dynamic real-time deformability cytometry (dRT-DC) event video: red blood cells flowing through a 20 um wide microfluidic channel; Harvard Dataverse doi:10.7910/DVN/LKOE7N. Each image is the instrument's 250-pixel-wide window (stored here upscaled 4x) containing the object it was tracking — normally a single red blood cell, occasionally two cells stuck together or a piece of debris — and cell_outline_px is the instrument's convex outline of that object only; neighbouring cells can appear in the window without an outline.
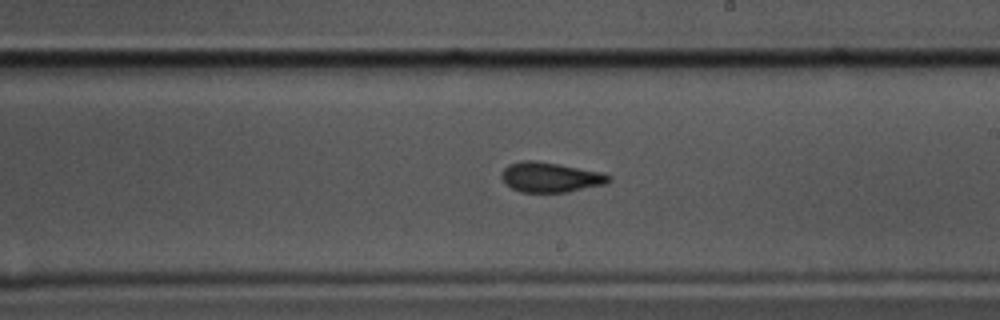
{"species": "common noctule bat (a hibernating species)", "species_latin": "Nyctalus noctula", "temperature_condition": "cold", "stored_images_in_passage": 53, "camera_frame_rate_fps": 3000, "um_per_image_px": 0.085, "animal": {"sex": "male", "body_mass_g": 17.5, "forearm_length_mm": 52.3}, "frame": {"image": 1, "passage_image": 26, "time_ms": 8.333, "image_size_px": [1000, 320], "cell_outline_px": [[612, 180], [604, 184], [568, 192], [520, 192], [512, 188], [500, 176], [504, 168], [508, 164], [520, 160], [536, 160], [600, 172], [612, 176]], "centroid_in_image_um": [46.77, 15.06], "position_along_channel_um": 242.2, "area_um2": 18.61}}
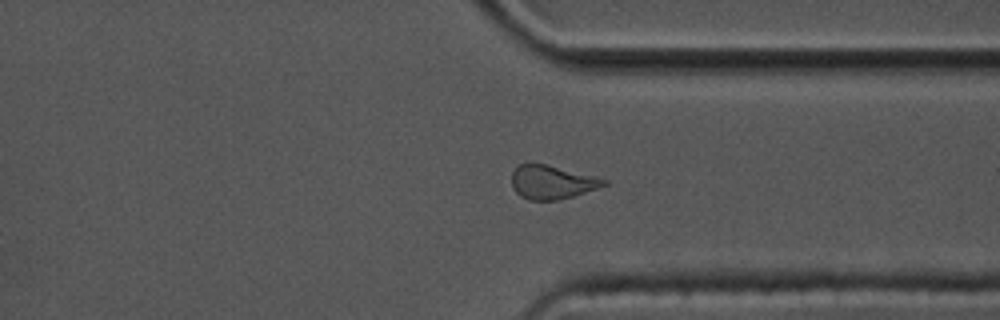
{"frame": {"image": 2, "passage_image": 37, "time_ms": 12.0, "image_size_px": [1000, 320], "cell_outline_px": [[608, 184], [572, 196], [556, 200], [528, 200], [520, 196], [512, 188], [512, 172], [516, 164], [528, 160], [596, 176], [608, 180]], "centroid_in_image_um": [46.84, 15.44], "position_along_channel_um": 364.6, "area_um2": 18.44}}
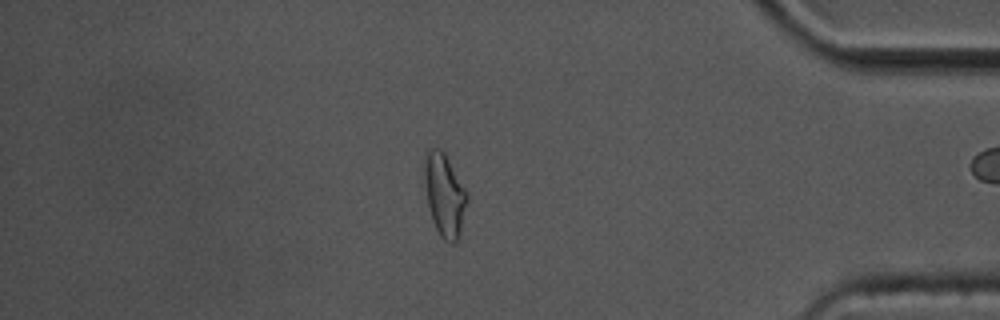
{"frame": {"image": 3, "passage_image": 43, "time_ms": 14.0, "image_size_px": [1000, 320], "cell_outline_px": [[468, 200], [460, 232], [456, 240], [452, 244], [444, 240], [440, 236], [432, 220], [428, 204], [424, 176], [424, 160], [428, 148], [440, 148], [444, 152], [468, 192]], "centroid_in_image_um": [37.79, 16.55], "position_along_channel_um": 397.4, "area_um2": 20.52}, "authors_computed_cell_mechanics": {"area_um2": 19.074, "velocity_mm_per_s": 3.3296, "shape_relaxation_time_tau1_ms": null, "shape_relaxation_time_tau2_ms": 1.8038, "deformation_change_tau1": null, "deformation_change_tau2": 0.0705}}